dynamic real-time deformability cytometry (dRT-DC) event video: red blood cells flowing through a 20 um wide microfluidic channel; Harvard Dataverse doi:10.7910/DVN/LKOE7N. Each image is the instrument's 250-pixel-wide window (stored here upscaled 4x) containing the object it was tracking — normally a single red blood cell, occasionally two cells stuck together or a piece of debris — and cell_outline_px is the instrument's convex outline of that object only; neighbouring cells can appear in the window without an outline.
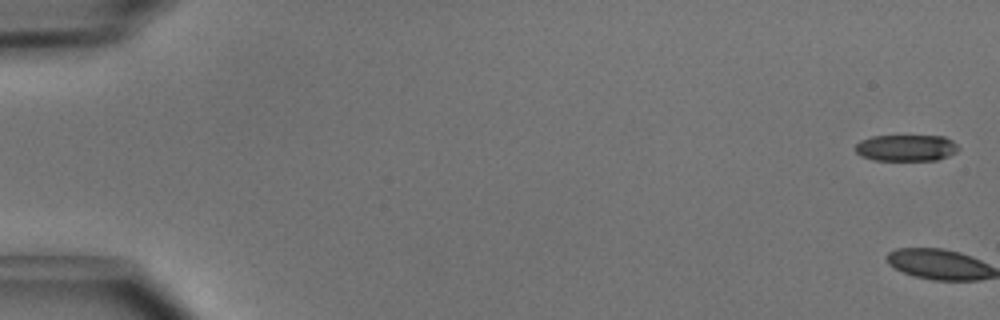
{"species": "common noctule bat (a hibernating species)", "species_latin": "Nyctalus noctula", "temperature_condition": "cold", "stored_images_in_passage": 6, "camera_frame_rate_fps": 3000, "um_per_image_px": 0.085, "animal": {"sex": "male", "body_mass_g": 15.6}, "frame": {"image": 1, "passage_image": 1, "time_ms": 0.0, "image_size_px": [1000, 320], "cell_outline_px": [[960, 148], [956, 152], [948, 156], [936, 160], [872, 160], [860, 156], [856, 152], [856, 144], [860, 140], [872, 136], [944, 136], [952, 140]], "centroid_in_image_um": [77.02, 12.57], "position_along_channel_um": 8.0, "area_um2": 15.95}}
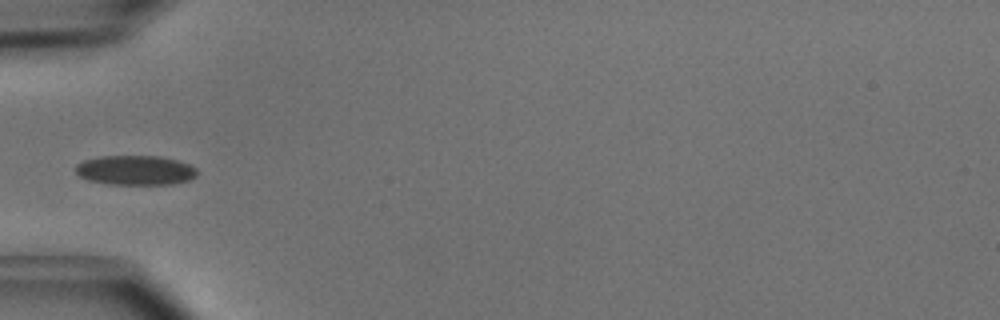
{"frame": {"image": 2, "passage_image": 6, "time_ms": 1.667, "image_size_px": [1000, 320], "cell_outline_px": [[196, 176], [188, 180], [172, 184], [108, 184], [88, 180], [80, 176], [76, 172], [76, 164], [84, 160], [100, 156], [160, 156], [176, 160], [188, 164], [196, 168]], "centroid_in_image_um": [11.49, 14.47], "position_along_channel_um": 73.5, "area_um2": 20.87}}